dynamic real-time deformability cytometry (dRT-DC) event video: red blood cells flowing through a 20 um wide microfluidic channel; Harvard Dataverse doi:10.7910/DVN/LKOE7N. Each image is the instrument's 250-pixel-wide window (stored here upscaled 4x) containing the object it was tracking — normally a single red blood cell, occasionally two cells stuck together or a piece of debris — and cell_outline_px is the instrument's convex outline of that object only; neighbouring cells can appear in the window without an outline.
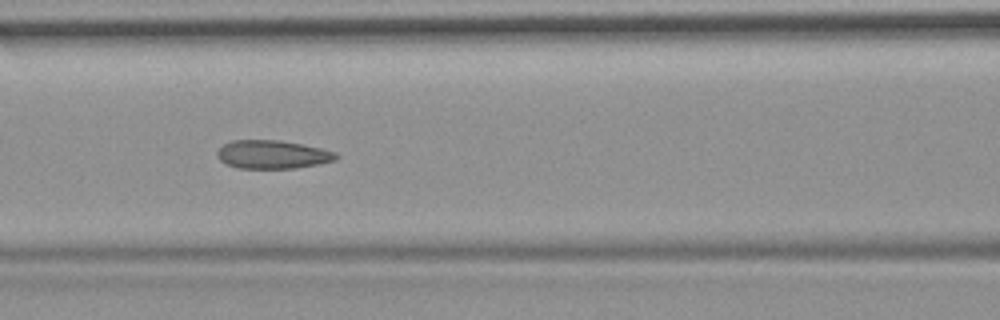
{"species": "common noctule bat (a hibernating species)", "species_latin": "Nyctalus noctula", "temperature_condition": "room temperature", "stored_images_in_passage": 11, "camera_frame_rate_fps": 3000, "um_per_image_px": 0.085, "animal": {"sex": "female", "body_mass_g": 19.9}, "frame": {"image": 1, "passage_image": 7, "time_ms": 7.667, "image_size_px": [1000, 320], "cell_outline_px": [[340, 156], [336, 160], [296, 168], [236, 168], [220, 160], [216, 156], [216, 152], [224, 144], [232, 140], [280, 140], [320, 148], [336, 152]], "centroid_in_image_um": [23.15, 13.13], "position_along_channel_um": 143.4, "area_um2": 19.59}}
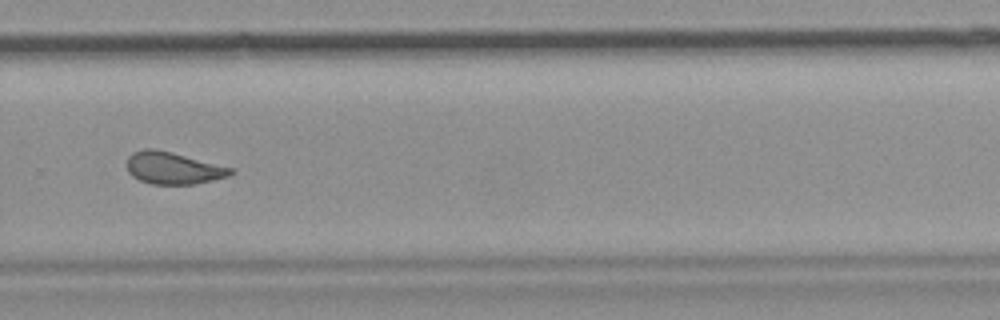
{"frame": {"image": 2, "passage_image": 11, "time_ms": 12.333, "image_size_px": [1000, 320], "cell_outline_px": [[236, 172], [228, 176], [196, 184], [152, 184], [140, 180], [132, 176], [128, 172], [128, 156], [132, 152], [144, 148], [152, 148], [172, 152], [236, 168]], "centroid_in_image_um": [14.76, 14.28], "position_along_channel_um": 315.0, "area_um2": 19.59}}